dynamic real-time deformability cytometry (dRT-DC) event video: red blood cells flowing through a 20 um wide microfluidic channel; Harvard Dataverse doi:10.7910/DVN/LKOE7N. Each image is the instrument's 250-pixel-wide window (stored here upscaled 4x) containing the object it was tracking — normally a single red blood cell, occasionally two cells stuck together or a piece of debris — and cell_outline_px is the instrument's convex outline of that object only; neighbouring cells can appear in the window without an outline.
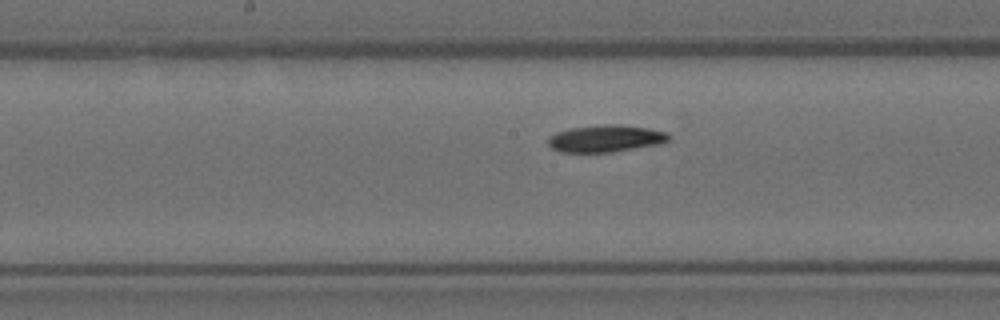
{"species": "Egyptian fruit bat (a non-hibernating species)", "species_latin": "Rousettus aegyptiacus", "temperature_condition": "room temperature", "stored_images_in_passage": 7, "camera_frame_rate_fps": 3000, "um_per_image_px": 0.085, "animal": {"sex": "female"}, "frame": {"image": 1, "passage_image": 7, "time_ms": 2.0, "image_size_px": [1000, 320], "cell_outline_px": [[672, 136], [668, 140], [660, 144], [612, 152], [560, 152], [552, 148], [548, 144], [548, 136], [556, 132], [572, 128], [608, 124], [620, 124], [648, 128], [668, 132]], "centroid_in_image_um": [51.5, 11.77], "position_along_channel_um": 196.7, "area_um2": 19.07}}